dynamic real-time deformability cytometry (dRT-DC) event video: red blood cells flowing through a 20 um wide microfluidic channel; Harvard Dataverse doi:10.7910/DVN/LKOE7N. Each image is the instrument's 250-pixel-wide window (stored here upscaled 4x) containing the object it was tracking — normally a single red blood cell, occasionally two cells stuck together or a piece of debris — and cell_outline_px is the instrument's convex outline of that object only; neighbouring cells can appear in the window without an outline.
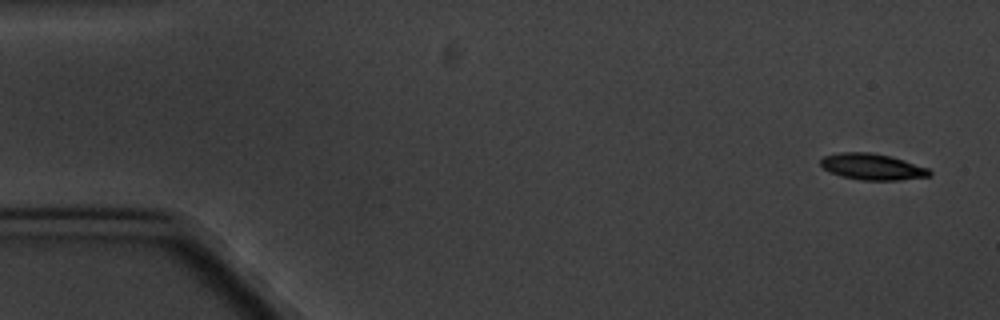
{"species": "common noctule bat (a hibernating species)", "species_latin": "Nyctalus noctula", "temperature_condition": "cold", "stored_images_in_passage": 11, "camera_frame_rate_fps": 3000, "um_per_image_px": 0.085, "animal": {"sex": "male", "body_mass_g": 20.1, "forearm_length_mm": 53.5}, "frame": {"image": 1, "passage_image": 1, "time_ms": 0.0, "image_size_px": [1000, 320], "cell_outline_px": [[932, 172], [928, 176], [900, 180], [860, 180], [840, 176], [828, 172], [820, 164], [820, 160], [824, 156], [840, 152], [872, 152], [904, 160], [928, 168]], "centroid_in_image_um": [74.1, 14.17], "position_along_channel_um": 10.9, "area_um2": 16.65}}
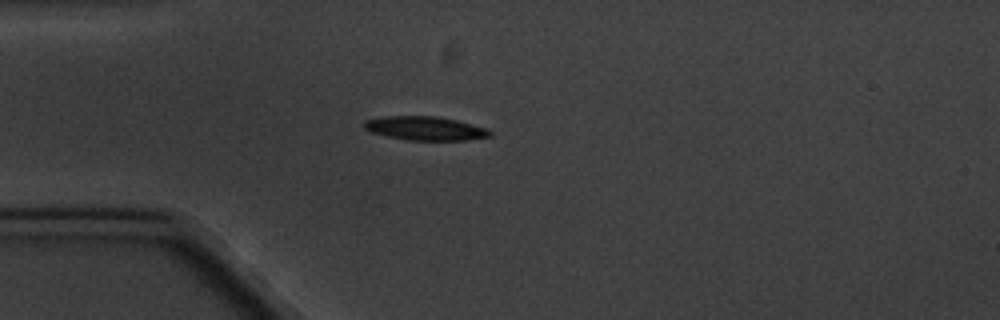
{"frame": {"image": 2, "passage_image": 4, "time_ms": 4.333, "image_size_px": [1000, 320], "cell_outline_px": [[492, 136], [464, 140], [408, 140], [388, 136], [372, 132], [364, 128], [364, 120], [384, 116], [436, 116], [456, 120], [488, 128], [492, 132]], "centroid_in_image_um": [36.16, 10.9], "position_along_channel_um": 48.8, "area_um2": 17.4}}
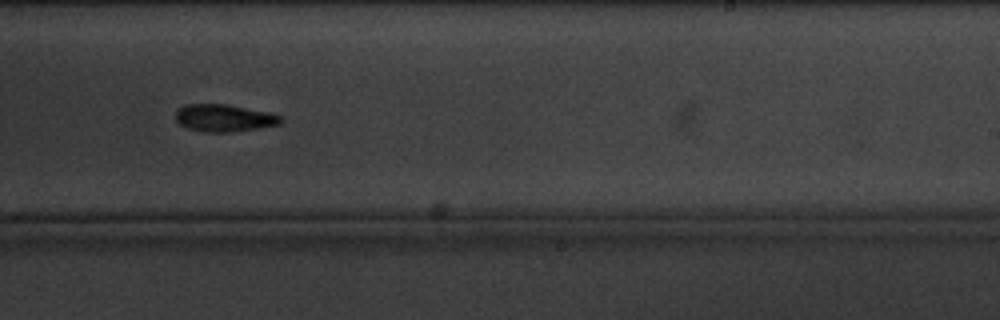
{"frame": {"image": 3, "passage_image": 10, "time_ms": 11.333, "image_size_px": [1000, 320], "cell_outline_px": [[284, 120], [280, 124], [256, 128], [228, 132], [204, 132], [188, 128], [180, 124], [176, 120], [176, 112], [184, 104], [224, 104], [268, 112], [280, 116]], "centroid_in_image_um": [19.03, 10.03], "position_along_channel_um": 270.0, "area_um2": 16.47}}